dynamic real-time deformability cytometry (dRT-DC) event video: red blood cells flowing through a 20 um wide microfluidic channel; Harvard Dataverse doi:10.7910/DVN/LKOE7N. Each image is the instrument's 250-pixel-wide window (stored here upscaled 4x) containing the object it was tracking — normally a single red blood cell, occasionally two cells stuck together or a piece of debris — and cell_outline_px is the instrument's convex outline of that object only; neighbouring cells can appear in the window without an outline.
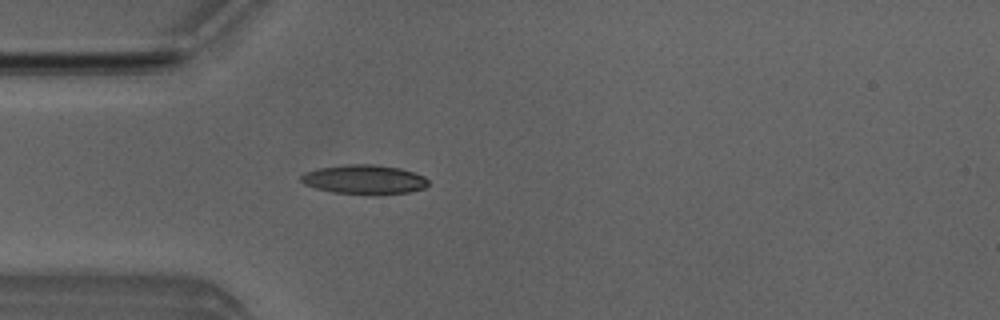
{"species": "Egyptian fruit bat (a non-hibernating species)", "species_latin": "Rousettus aegyptiacus", "temperature_condition": "room temperature", "stored_images_in_passage": 4, "camera_frame_rate_fps": 3000, "um_per_image_px": 0.085, "animal": {"sex": "male"}, "frame": {"image": 1, "passage_image": 4, "time_ms": 4.333, "image_size_px": [1000, 320], "cell_outline_px": [[428, 184], [424, 188], [412, 192], [376, 196], [372, 196], [332, 192], [316, 188], [304, 184], [300, 180], [300, 176], [304, 172], [320, 168], [348, 164], [372, 164], [400, 168], [424, 176], [428, 180]], "centroid_in_image_um": [30.98, 15.28], "position_along_channel_um": 54.0, "area_um2": 22.14}}